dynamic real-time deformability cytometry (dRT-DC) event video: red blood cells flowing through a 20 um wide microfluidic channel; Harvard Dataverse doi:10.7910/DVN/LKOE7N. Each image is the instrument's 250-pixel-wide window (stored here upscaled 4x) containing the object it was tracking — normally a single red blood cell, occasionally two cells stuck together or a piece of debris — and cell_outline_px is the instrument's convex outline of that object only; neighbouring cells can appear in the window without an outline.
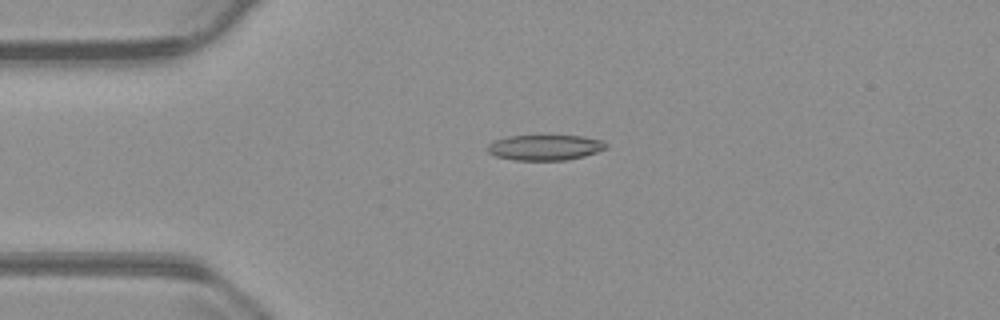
{"species": "common noctule bat (a hibernating species)", "species_latin": "Nyctalus noctula", "temperature_condition": "warm", "stored_images_in_passage": 55, "camera_frame_rate_fps": 3000, "um_per_image_px": 0.085, "animal": {"sex": "male", "body_mass_g": 23.1, "forearm_length_mm": 52.7}, "frame": {"image": 1, "passage_image": 13, "time_ms": 4.0, "image_size_px": [1000, 320], "cell_outline_px": [[608, 148], [584, 156], [564, 160], [516, 160], [496, 156], [488, 152], [488, 144], [496, 140], [508, 136], [584, 136], [604, 140], [608, 144]], "centroid_in_image_um": [46.38, 12.53], "position_along_channel_um": 38.6, "area_um2": 17.51}}
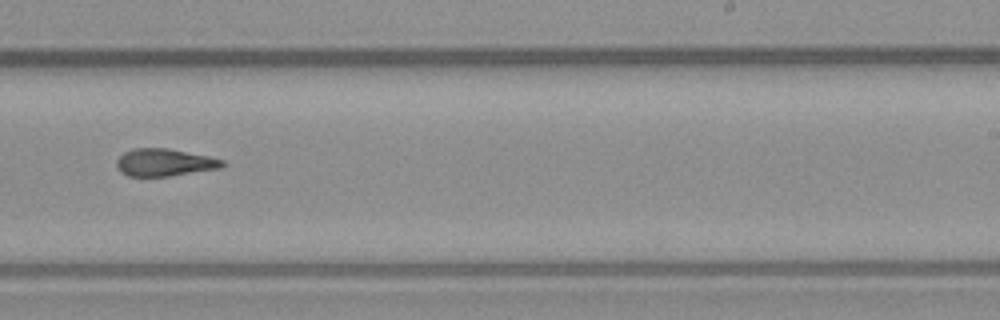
{"frame": {"image": 2, "passage_image": 34, "time_ms": 11.0, "image_size_px": [1000, 320], "cell_outline_px": [[224, 164], [220, 168], [168, 176], [128, 176], [120, 172], [116, 164], [116, 160], [124, 152], [132, 148], [168, 148], [208, 156], [224, 160]], "centroid_in_image_um": [13.94, 13.8], "position_along_channel_um": 275.1, "area_um2": 16.82}}
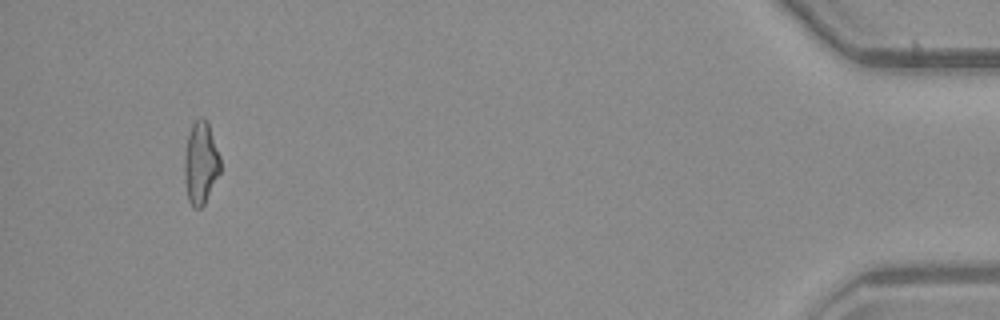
{"frame": {"image": 3, "passage_image": 52, "time_ms": 17.0, "image_size_px": [1000, 320], "cell_outline_px": [[220, 172], [204, 204], [200, 208], [192, 208], [188, 200], [184, 180], [184, 156], [188, 136], [192, 124], [200, 116], [204, 116], [208, 120], [220, 156]], "centroid_in_image_um": [17.05, 13.83], "position_along_channel_um": 418.1, "area_um2": 17.46}}